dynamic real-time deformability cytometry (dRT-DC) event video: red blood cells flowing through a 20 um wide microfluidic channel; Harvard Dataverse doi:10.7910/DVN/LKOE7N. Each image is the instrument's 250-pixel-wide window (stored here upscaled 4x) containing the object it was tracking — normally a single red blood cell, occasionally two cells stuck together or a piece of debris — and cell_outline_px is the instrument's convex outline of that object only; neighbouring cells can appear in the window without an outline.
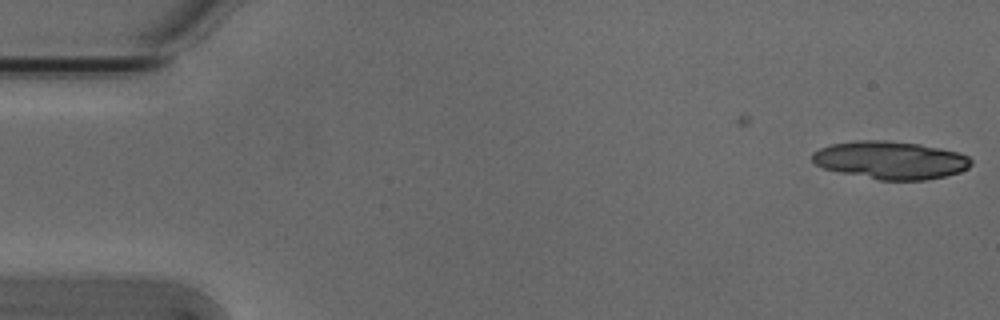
{"species": "Egyptian fruit bat (a non-hibernating species)", "species_latin": "Rousettus aegyptiacus", "temperature_condition": "cold", "stored_images_in_passage": 6, "camera_frame_rate_fps": 3000, "um_per_image_px": 0.085, "animal": {"sex": "male"}, "frame": {"image": 1, "passage_image": 6, "time_ms": 1.667, "image_size_px": [1000, 320], "cell_outline_px": [[972, 164], [968, 168], [960, 172], [944, 176], [924, 180], [880, 180], [840, 172], [824, 168], [816, 164], [812, 160], [812, 152], [820, 148], [832, 144], [856, 140], [884, 140], [920, 144], [960, 152], [968, 156], [972, 160]], "centroid_in_image_um": [75.71, 13.6], "position_along_channel_um": 9.3, "area_um2": 35.03}}